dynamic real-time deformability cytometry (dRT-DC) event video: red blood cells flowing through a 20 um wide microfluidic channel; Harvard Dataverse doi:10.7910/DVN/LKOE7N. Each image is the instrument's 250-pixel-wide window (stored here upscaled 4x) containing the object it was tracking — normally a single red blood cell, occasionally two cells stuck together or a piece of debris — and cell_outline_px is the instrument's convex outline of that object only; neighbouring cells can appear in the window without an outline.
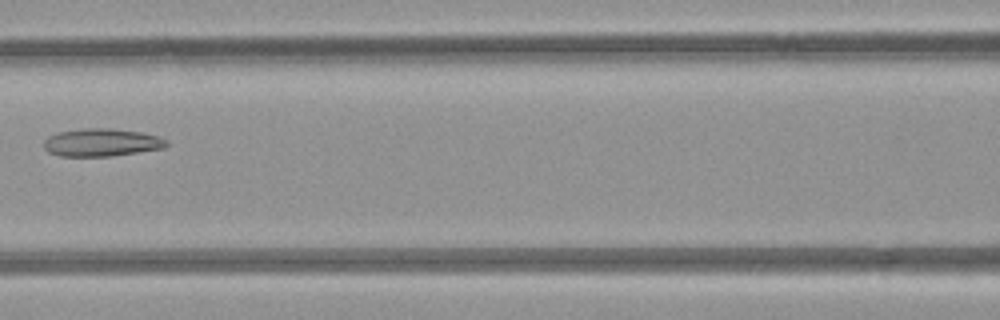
{"species": "common noctule bat (a hibernating species)", "species_latin": "Nyctalus noctula", "temperature_condition": "room temperature", "stored_images_in_passage": 5, "camera_frame_rate_fps": 3000, "um_per_image_px": 0.085, "animal": {"sex": "female", "body_mass_g": 21.9}, "frame": {"image": 1, "passage_image": 4, "time_ms": 3.333, "image_size_px": [1000, 320], "cell_outline_px": [[168, 144], [164, 148], [112, 156], [60, 156], [48, 152], [44, 148], [44, 140], [48, 136], [60, 132], [84, 128], [112, 128], [140, 132], [160, 136], [168, 140]], "centroid_in_image_um": [8.65, 12.11], "position_along_channel_um": 157.9, "area_um2": 19.94}}